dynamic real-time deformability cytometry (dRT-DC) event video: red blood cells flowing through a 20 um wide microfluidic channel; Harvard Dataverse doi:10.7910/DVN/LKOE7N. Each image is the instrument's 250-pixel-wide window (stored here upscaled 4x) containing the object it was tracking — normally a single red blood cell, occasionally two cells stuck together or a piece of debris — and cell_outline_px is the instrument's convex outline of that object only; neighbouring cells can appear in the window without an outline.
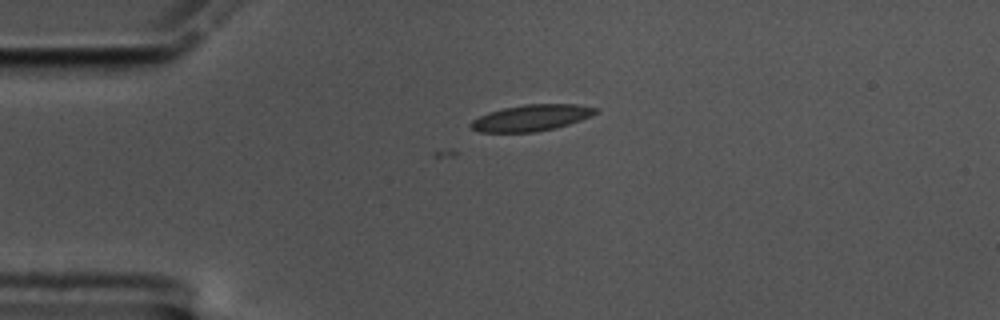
{"species": "common noctule bat (a hibernating species)", "species_latin": "Nyctalus noctula", "temperature_condition": "cold", "stored_images_in_passage": 2, "camera_frame_rate_fps": 3000, "um_per_image_px": 0.085, "animal": {"sex": "male", "body_mass_g": 17.5, "forearm_length_mm": 52.3}, "frame": {"image": 1, "passage_image": 2, "time_ms": 0.333, "image_size_px": [1000, 320], "cell_outline_px": [[600, 112], [592, 116], [556, 128], [532, 132], [480, 132], [472, 128], [468, 124], [472, 120], [488, 112], [504, 108], [524, 104], [576, 104], [600, 108]], "centroid_in_image_um": [45.2, 10.0], "position_along_channel_um": 39.8, "area_um2": 19.19}}